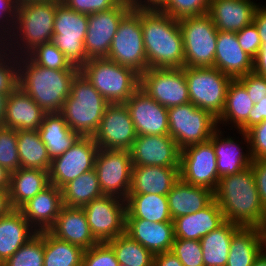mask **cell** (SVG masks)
<instances>
[{
  "mask_svg": "<svg viewBox=\"0 0 266 266\" xmlns=\"http://www.w3.org/2000/svg\"><path fill=\"white\" fill-rule=\"evenodd\" d=\"M210 0H168L160 9L174 19L208 13Z\"/></svg>",
  "mask_w": 266,
  "mask_h": 266,
  "instance_id": "obj_45",
  "label": "cell"
},
{
  "mask_svg": "<svg viewBox=\"0 0 266 266\" xmlns=\"http://www.w3.org/2000/svg\"><path fill=\"white\" fill-rule=\"evenodd\" d=\"M0 165L9 173L17 171L21 167L17 132L5 126L0 127Z\"/></svg>",
  "mask_w": 266,
  "mask_h": 266,
  "instance_id": "obj_44",
  "label": "cell"
},
{
  "mask_svg": "<svg viewBox=\"0 0 266 266\" xmlns=\"http://www.w3.org/2000/svg\"><path fill=\"white\" fill-rule=\"evenodd\" d=\"M37 233L19 209H12L8 214L1 216L0 266Z\"/></svg>",
  "mask_w": 266,
  "mask_h": 266,
  "instance_id": "obj_29",
  "label": "cell"
},
{
  "mask_svg": "<svg viewBox=\"0 0 266 266\" xmlns=\"http://www.w3.org/2000/svg\"><path fill=\"white\" fill-rule=\"evenodd\" d=\"M241 226L225 221L200 239L204 266H226L231 238Z\"/></svg>",
  "mask_w": 266,
  "mask_h": 266,
  "instance_id": "obj_36",
  "label": "cell"
},
{
  "mask_svg": "<svg viewBox=\"0 0 266 266\" xmlns=\"http://www.w3.org/2000/svg\"><path fill=\"white\" fill-rule=\"evenodd\" d=\"M259 228H260V232L264 238V241L266 242V209H265L264 219H263L262 224Z\"/></svg>",
  "mask_w": 266,
  "mask_h": 266,
  "instance_id": "obj_64",
  "label": "cell"
},
{
  "mask_svg": "<svg viewBox=\"0 0 266 266\" xmlns=\"http://www.w3.org/2000/svg\"><path fill=\"white\" fill-rule=\"evenodd\" d=\"M252 266H266V251H262Z\"/></svg>",
  "mask_w": 266,
  "mask_h": 266,
  "instance_id": "obj_63",
  "label": "cell"
},
{
  "mask_svg": "<svg viewBox=\"0 0 266 266\" xmlns=\"http://www.w3.org/2000/svg\"><path fill=\"white\" fill-rule=\"evenodd\" d=\"M87 28V14L76 12L62 2L57 6L51 42L79 69L89 60L84 49Z\"/></svg>",
  "mask_w": 266,
  "mask_h": 266,
  "instance_id": "obj_10",
  "label": "cell"
},
{
  "mask_svg": "<svg viewBox=\"0 0 266 266\" xmlns=\"http://www.w3.org/2000/svg\"><path fill=\"white\" fill-rule=\"evenodd\" d=\"M84 249L44 231L43 266H82Z\"/></svg>",
  "mask_w": 266,
  "mask_h": 266,
  "instance_id": "obj_39",
  "label": "cell"
},
{
  "mask_svg": "<svg viewBox=\"0 0 266 266\" xmlns=\"http://www.w3.org/2000/svg\"><path fill=\"white\" fill-rule=\"evenodd\" d=\"M82 266H120L113 248L107 243H97L84 251Z\"/></svg>",
  "mask_w": 266,
  "mask_h": 266,
  "instance_id": "obj_47",
  "label": "cell"
},
{
  "mask_svg": "<svg viewBox=\"0 0 266 266\" xmlns=\"http://www.w3.org/2000/svg\"><path fill=\"white\" fill-rule=\"evenodd\" d=\"M252 99L249 97L245 86L238 80L233 79L229 84L224 109L217 118L219 121H233L239 128L247 119L253 109ZM228 120V121H227Z\"/></svg>",
  "mask_w": 266,
  "mask_h": 266,
  "instance_id": "obj_40",
  "label": "cell"
},
{
  "mask_svg": "<svg viewBox=\"0 0 266 266\" xmlns=\"http://www.w3.org/2000/svg\"><path fill=\"white\" fill-rule=\"evenodd\" d=\"M55 237L87 250L99 243L93 236L83 208L63 206L48 230Z\"/></svg>",
  "mask_w": 266,
  "mask_h": 266,
  "instance_id": "obj_24",
  "label": "cell"
},
{
  "mask_svg": "<svg viewBox=\"0 0 266 266\" xmlns=\"http://www.w3.org/2000/svg\"><path fill=\"white\" fill-rule=\"evenodd\" d=\"M258 7L250 0H210L208 14L218 31L237 33L253 23Z\"/></svg>",
  "mask_w": 266,
  "mask_h": 266,
  "instance_id": "obj_25",
  "label": "cell"
},
{
  "mask_svg": "<svg viewBox=\"0 0 266 266\" xmlns=\"http://www.w3.org/2000/svg\"><path fill=\"white\" fill-rule=\"evenodd\" d=\"M240 47L253 59L257 56L261 49V39L254 23L245 26L242 30L236 33Z\"/></svg>",
  "mask_w": 266,
  "mask_h": 266,
  "instance_id": "obj_51",
  "label": "cell"
},
{
  "mask_svg": "<svg viewBox=\"0 0 266 266\" xmlns=\"http://www.w3.org/2000/svg\"><path fill=\"white\" fill-rule=\"evenodd\" d=\"M61 194L63 206L79 208L104 195L95 168L64 185Z\"/></svg>",
  "mask_w": 266,
  "mask_h": 266,
  "instance_id": "obj_38",
  "label": "cell"
},
{
  "mask_svg": "<svg viewBox=\"0 0 266 266\" xmlns=\"http://www.w3.org/2000/svg\"><path fill=\"white\" fill-rule=\"evenodd\" d=\"M7 98V95L0 93V127L3 126V121L5 118Z\"/></svg>",
  "mask_w": 266,
  "mask_h": 266,
  "instance_id": "obj_62",
  "label": "cell"
},
{
  "mask_svg": "<svg viewBox=\"0 0 266 266\" xmlns=\"http://www.w3.org/2000/svg\"><path fill=\"white\" fill-rule=\"evenodd\" d=\"M130 0H122L116 7L88 15V28L84 40L86 57H107L122 18L132 9Z\"/></svg>",
  "mask_w": 266,
  "mask_h": 266,
  "instance_id": "obj_17",
  "label": "cell"
},
{
  "mask_svg": "<svg viewBox=\"0 0 266 266\" xmlns=\"http://www.w3.org/2000/svg\"><path fill=\"white\" fill-rule=\"evenodd\" d=\"M79 71L109 104H124L139 89V73L106 57L90 58Z\"/></svg>",
  "mask_w": 266,
  "mask_h": 266,
  "instance_id": "obj_5",
  "label": "cell"
},
{
  "mask_svg": "<svg viewBox=\"0 0 266 266\" xmlns=\"http://www.w3.org/2000/svg\"><path fill=\"white\" fill-rule=\"evenodd\" d=\"M106 58L119 65L132 68L139 74L148 69L140 23V9L132 8L122 18Z\"/></svg>",
  "mask_w": 266,
  "mask_h": 266,
  "instance_id": "obj_9",
  "label": "cell"
},
{
  "mask_svg": "<svg viewBox=\"0 0 266 266\" xmlns=\"http://www.w3.org/2000/svg\"><path fill=\"white\" fill-rule=\"evenodd\" d=\"M171 251L183 266H204L202 246L198 240L174 238Z\"/></svg>",
  "mask_w": 266,
  "mask_h": 266,
  "instance_id": "obj_46",
  "label": "cell"
},
{
  "mask_svg": "<svg viewBox=\"0 0 266 266\" xmlns=\"http://www.w3.org/2000/svg\"><path fill=\"white\" fill-rule=\"evenodd\" d=\"M15 1L18 4V6H20L26 3H30V2H43L45 0H15Z\"/></svg>",
  "mask_w": 266,
  "mask_h": 266,
  "instance_id": "obj_65",
  "label": "cell"
},
{
  "mask_svg": "<svg viewBox=\"0 0 266 266\" xmlns=\"http://www.w3.org/2000/svg\"><path fill=\"white\" fill-rule=\"evenodd\" d=\"M125 233L153 255L171 251L175 238L173 222H150L142 218H126Z\"/></svg>",
  "mask_w": 266,
  "mask_h": 266,
  "instance_id": "obj_21",
  "label": "cell"
},
{
  "mask_svg": "<svg viewBox=\"0 0 266 266\" xmlns=\"http://www.w3.org/2000/svg\"><path fill=\"white\" fill-rule=\"evenodd\" d=\"M213 195L225 221L241 227L261 226L266 208L261 203L250 166L239 173L221 177Z\"/></svg>",
  "mask_w": 266,
  "mask_h": 266,
  "instance_id": "obj_2",
  "label": "cell"
},
{
  "mask_svg": "<svg viewBox=\"0 0 266 266\" xmlns=\"http://www.w3.org/2000/svg\"><path fill=\"white\" fill-rule=\"evenodd\" d=\"M148 68L185 67L183 35L178 22L157 9H140Z\"/></svg>",
  "mask_w": 266,
  "mask_h": 266,
  "instance_id": "obj_1",
  "label": "cell"
},
{
  "mask_svg": "<svg viewBox=\"0 0 266 266\" xmlns=\"http://www.w3.org/2000/svg\"><path fill=\"white\" fill-rule=\"evenodd\" d=\"M225 222L224 214L213 199L205 208L196 213L179 216L173 220L174 237L198 240Z\"/></svg>",
  "mask_w": 266,
  "mask_h": 266,
  "instance_id": "obj_28",
  "label": "cell"
},
{
  "mask_svg": "<svg viewBox=\"0 0 266 266\" xmlns=\"http://www.w3.org/2000/svg\"><path fill=\"white\" fill-rule=\"evenodd\" d=\"M167 199L174 220L205 208L214 199V195L207 188L190 185L179 179L167 194Z\"/></svg>",
  "mask_w": 266,
  "mask_h": 266,
  "instance_id": "obj_30",
  "label": "cell"
},
{
  "mask_svg": "<svg viewBox=\"0 0 266 266\" xmlns=\"http://www.w3.org/2000/svg\"><path fill=\"white\" fill-rule=\"evenodd\" d=\"M264 245L266 242L259 227H240L231 238L226 266H252L259 254L266 250Z\"/></svg>",
  "mask_w": 266,
  "mask_h": 266,
  "instance_id": "obj_33",
  "label": "cell"
},
{
  "mask_svg": "<svg viewBox=\"0 0 266 266\" xmlns=\"http://www.w3.org/2000/svg\"><path fill=\"white\" fill-rule=\"evenodd\" d=\"M82 208L85 211L90 230L99 243L108 242L125 234V200L103 195L93 199Z\"/></svg>",
  "mask_w": 266,
  "mask_h": 266,
  "instance_id": "obj_14",
  "label": "cell"
},
{
  "mask_svg": "<svg viewBox=\"0 0 266 266\" xmlns=\"http://www.w3.org/2000/svg\"><path fill=\"white\" fill-rule=\"evenodd\" d=\"M124 104L138 136L169 135L168 108L149 97L140 88Z\"/></svg>",
  "mask_w": 266,
  "mask_h": 266,
  "instance_id": "obj_20",
  "label": "cell"
},
{
  "mask_svg": "<svg viewBox=\"0 0 266 266\" xmlns=\"http://www.w3.org/2000/svg\"><path fill=\"white\" fill-rule=\"evenodd\" d=\"M49 184V171L46 170L20 167L10 173L9 196L12 208L19 209Z\"/></svg>",
  "mask_w": 266,
  "mask_h": 266,
  "instance_id": "obj_32",
  "label": "cell"
},
{
  "mask_svg": "<svg viewBox=\"0 0 266 266\" xmlns=\"http://www.w3.org/2000/svg\"><path fill=\"white\" fill-rule=\"evenodd\" d=\"M252 168L261 203L266 208V159L253 160Z\"/></svg>",
  "mask_w": 266,
  "mask_h": 266,
  "instance_id": "obj_53",
  "label": "cell"
},
{
  "mask_svg": "<svg viewBox=\"0 0 266 266\" xmlns=\"http://www.w3.org/2000/svg\"><path fill=\"white\" fill-rule=\"evenodd\" d=\"M12 209L9 189H0V217L8 214Z\"/></svg>",
  "mask_w": 266,
  "mask_h": 266,
  "instance_id": "obj_60",
  "label": "cell"
},
{
  "mask_svg": "<svg viewBox=\"0 0 266 266\" xmlns=\"http://www.w3.org/2000/svg\"><path fill=\"white\" fill-rule=\"evenodd\" d=\"M153 266H183V264L172 251H168L154 255Z\"/></svg>",
  "mask_w": 266,
  "mask_h": 266,
  "instance_id": "obj_56",
  "label": "cell"
},
{
  "mask_svg": "<svg viewBox=\"0 0 266 266\" xmlns=\"http://www.w3.org/2000/svg\"><path fill=\"white\" fill-rule=\"evenodd\" d=\"M30 57L29 59L42 67L49 69H57V70H79L78 67L73 66L70 61L66 58V56L52 43H44L29 53H27Z\"/></svg>",
  "mask_w": 266,
  "mask_h": 266,
  "instance_id": "obj_43",
  "label": "cell"
},
{
  "mask_svg": "<svg viewBox=\"0 0 266 266\" xmlns=\"http://www.w3.org/2000/svg\"><path fill=\"white\" fill-rule=\"evenodd\" d=\"M24 59L25 66L19 64V87L46 113L60 112L79 70L49 69L33 63L29 57Z\"/></svg>",
  "mask_w": 266,
  "mask_h": 266,
  "instance_id": "obj_3",
  "label": "cell"
},
{
  "mask_svg": "<svg viewBox=\"0 0 266 266\" xmlns=\"http://www.w3.org/2000/svg\"><path fill=\"white\" fill-rule=\"evenodd\" d=\"M190 103L218 118L233 80L215 67H183Z\"/></svg>",
  "mask_w": 266,
  "mask_h": 266,
  "instance_id": "obj_6",
  "label": "cell"
},
{
  "mask_svg": "<svg viewBox=\"0 0 266 266\" xmlns=\"http://www.w3.org/2000/svg\"><path fill=\"white\" fill-rule=\"evenodd\" d=\"M10 173L0 165V189H9Z\"/></svg>",
  "mask_w": 266,
  "mask_h": 266,
  "instance_id": "obj_61",
  "label": "cell"
},
{
  "mask_svg": "<svg viewBox=\"0 0 266 266\" xmlns=\"http://www.w3.org/2000/svg\"><path fill=\"white\" fill-rule=\"evenodd\" d=\"M139 88L166 108L190 103L183 68H148L140 74Z\"/></svg>",
  "mask_w": 266,
  "mask_h": 266,
  "instance_id": "obj_12",
  "label": "cell"
},
{
  "mask_svg": "<svg viewBox=\"0 0 266 266\" xmlns=\"http://www.w3.org/2000/svg\"><path fill=\"white\" fill-rule=\"evenodd\" d=\"M243 134L244 140L250 144L249 152L253 160L266 159V120L249 128Z\"/></svg>",
  "mask_w": 266,
  "mask_h": 266,
  "instance_id": "obj_48",
  "label": "cell"
},
{
  "mask_svg": "<svg viewBox=\"0 0 266 266\" xmlns=\"http://www.w3.org/2000/svg\"><path fill=\"white\" fill-rule=\"evenodd\" d=\"M137 133L125 104H109L93 136L99 149L130 150Z\"/></svg>",
  "mask_w": 266,
  "mask_h": 266,
  "instance_id": "obj_18",
  "label": "cell"
},
{
  "mask_svg": "<svg viewBox=\"0 0 266 266\" xmlns=\"http://www.w3.org/2000/svg\"><path fill=\"white\" fill-rule=\"evenodd\" d=\"M60 3L61 0H45L18 6L17 23L14 28L22 35L18 34L24 42L22 46H25V56L35 47L52 41L54 17Z\"/></svg>",
  "mask_w": 266,
  "mask_h": 266,
  "instance_id": "obj_11",
  "label": "cell"
},
{
  "mask_svg": "<svg viewBox=\"0 0 266 266\" xmlns=\"http://www.w3.org/2000/svg\"><path fill=\"white\" fill-rule=\"evenodd\" d=\"M99 150L93 137H79L62 155L51 161L49 181L61 189L83 173L94 169Z\"/></svg>",
  "mask_w": 266,
  "mask_h": 266,
  "instance_id": "obj_16",
  "label": "cell"
},
{
  "mask_svg": "<svg viewBox=\"0 0 266 266\" xmlns=\"http://www.w3.org/2000/svg\"><path fill=\"white\" fill-rule=\"evenodd\" d=\"M217 124L210 112L192 103L168 108L169 135L180 150L210 140Z\"/></svg>",
  "mask_w": 266,
  "mask_h": 266,
  "instance_id": "obj_8",
  "label": "cell"
},
{
  "mask_svg": "<svg viewBox=\"0 0 266 266\" xmlns=\"http://www.w3.org/2000/svg\"><path fill=\"white\" fill-rule=\"evenodd\" d=\"M266 120V98L260 99L255 103L253 109L249 112L248 119L238 128L239 131L246 132L252 126Z\"/></svg>",
  "mask_w": 266,
  "mask_h": 266,
  "instance_id": "obj_54",
  "label": "cell"
},
{
  "mask_svg": "<svg viewBox=\"0 0 266 266\" xmlns=\"http://www.w3.org/2000/svg\"><path fill=\"white\" fill-rule=\"evenodd\" d=\"M180 179L214 192L219 181L217 158L210 140L188 146L180 152Z\"/></svg>",
  "mask_w": 266,
  "mask_h": 266,
  "instance_id": "obj_15",
  "label": "cell"
},
{
  "mask_svg": "<svg viewBox=\"0 0 266 266\" xmlns=\"http://www.w3.org/2000/svg\"><path fill=\"white\" fill-rule=\"evenodd\" d=\"M43 260L44 231L33 236L1 266H43Z\"/></svg>",
  "mask_w": 266,
  "mask_h": 266,
  "instance_id": "obj_42",
  "label": "cell"
},
{
  "mask_svg": "<svg viewBox=\"0 0 266 266\" xmlns=\"http://www.w3.org/2000/svg\"><path fill=\"white\" fill-rule=\"evenodd\" d=\"M180 167L133 166L129 194L165 195L180 179Z\"/></svg>",
  "mask_w": 266,
  "mask_h": 266,
  "instance_id": "obj_26",
  "label": "cell"
},
{
  "mask_svg": "<svg viewBox=\"0 0 266 266\" xmlns=\"http://www.w3.org/2000/svg\"><path fill=\"white\" fill-rule=\"evenodd\" d=\"M18 155L22 168L49 171L51 159L37 130H16Z\"/></svg>",
  "mask_w": 266,
  "mask_h": 266,
  "instance_id": "obj_37",
  "label": "cell"
},
{
  "mask_svg": "<svg viewBox=\"0 0 266 266\" xmlns=\"http://www.w3.org/2000/svg\"><path fill=\"white\" fill-rule=\"evenodd\" d=\"M107 243L113 248L120 265L153 266L154 255L126 233Z\"/></svg>",
  "mask_w": 266,
  "mask_h": 266,
  "instance_id": "obj_41",
  "label": "cell"
},
{
  "mask_svg": "<svg viewBox=\"0 0 266 266\" xmlns=\"http://www.w3.org/2000/svg\"><path fill=\"white\" fill-rule=\"evenodd\" d=\"M180 152L170 135H140L130 149L133 166L180 167Z\"/></svg>",
  "mask_w": 266,
  "mask_h": 266,
  "instance_id": "obj_19",
  "label": "cell"
},
{
  "mask_svg": "<svg viewBox=\"0 0 266 266\" xmlns=\"http://www.w3.org/2000/svg\"><path fill=\"white\" fill-rule=\"evenodd\" d=\"M218 132V133H217ZM219 130L216 129L210 137V141L214 146L217 158V169L219 179L223 176H230L239 173L252 164L251 153L244 154L240 152L242 148L231 138L220 139ZM220 140V141H219Z\"/></svg>",
  "mask_w": 266,
  "mask_h": 266,
  "instance_id": "obj_35",
  "label": "cell"
},
{
  "mask_svg": "<svg viewBox=\"0 0 266 266\" xmlns=\"http://www.w3.org/2000/svg\"><path fill=\"white\" fill-rule=\"evenodd\" d=\"M126 218H142L150 222H173L165 195L129 194L126 198Z\"/></svg>",
  "mask_w": 266,
  "mask_h": 266,
  "instance_id": "obj_34",
  "label": "cell"
},
{
  "mask_svg": "<svg viewBox=\"0 0 266 266\" xmlns=\"http://www.w3.org/2000/svg\"><path fill=\"white\" fill-rule=\"evenodd\" d=\"M214 67L232 79L253 72V58L240 47L235 32L218 31Z\"/></svg>",
  "mask_w": 266,
  "mask_h": 266,
  "instance_id": "obj_23",
  "label": "cell"
},
{
  "mask_svg": "<svg viewBox=\"0 0 266 266\" xmlns=\"http://www.w3.org/2000/svg\"><path fill=\"white\" fill-rule=\"evenodd\" d=\"M132 167L130 150L99 149L94 168L103 194L126 200Z\"/></svg>",
  "mask_w": 266,
  "mask_h": 266,
  "instance_id": "obj_13",
  "label": "cell"
},
{
  "mask_svg": "<svg viewBox=\"0 0 266 266\" xmlns=\"http://www.w3.org/2000/svg\"><path fill=\"white\" fill-rule=\"evenodd\" d=\"M253 72L266 77V45H261V49L253 59Z\"/></svg>",
  "mask_w": 266,
  "mask_h": 266,
  "instance_id": "obj_58",
  "label": "cell"
},
{
  "mask_svg": "<svg viewBox=\"0 0 266 266\" xmlns=\"http://www.w3.org/2000/svg\"><path fill=\"white\" fill-rule=\"evenodd\" d=\"M62 207L61 189L50 183L24 203L19 210L35 231L42 232L48 231L53 226Z\"/></svg>",
  "mask_w": 266,
  "mask_h": 266,
  "instance_id": "obj_22",
  "label": "cell"
},
{
  "mask_svg": "<svg viewBox=\"0 0 266 266\" xmlns=\"http://www.w3.org/2000/svg\"><path fill=\"white\" fill-rule=\"evenodd\" d=\"M1 54L2 52L0 53V93L9 96L19 87V69H18L19 63L17 62L18 56L16 57L14 56L13 57L14 60L13 61L9 60L10 63L9 62L7 63L6 62L7 59L3 54L2 55ZM15 60L16 62H14ZM12 62H14L13 65H11Z\"/></svg>",
  "mask_w": 266,
  "mask_h": 266,
  "instance_id": "obj_49",
  "label": "cell"
},
{
  "mask_svg": "<svg viewBox=\"0 0 266 266\" xmlns=\"http://www.w3.org/2000/svg\"><path fill=\"white\" fill-rule=\"evenodd\" d=\"M108 105L107 100L79 71L72 80L70 95L60 113L72 131L81 137H93Z\"/></svg>",
  "mask_w": 266,
  "mask_h": 266,
  "instance_id": "obj_4",
  "label": "cell"
},
{
  "mask_svg": "<svg viewBox=\"0 0 266 266\" xmlns=\"http://www.w3.org/2000/svg\"><path fill=\"white\" fill-rule=\"evenodd\" d=\"M238 80L245 86L253 104L266 98V77L251 72L238 78Z\"/></svg>",
  "mask_w": 266,
  "mask_h": 266,
  "instance_id": "obj_52",
  "label": "cell"
},
{
  "mask_svg": "<svg viewBox=\"0 0 266 266\" xmlns=\"http://www.w3.org/2000/svg\"><path fill=\"white\" fill-rule=\"evenodd\" d=\"M122 0H61L68 8L83 14H94L116 7Z\"/></svg>",
  "mask_w": 266,
  "mask_h": 266,
  "instance_id": "obj_50",
  "label": "cell"
},
{
  "mask_svg": "<svg viewBox=\"0 0 266 266\" xmlns=\"http://www.w3.org/2000/svg\"><path fill=\"white\" fill-rule=\"evenodd\" d=\"M168 0H147L143 2L140 0H130V3L134 9H157L160 10ZM148 4V5H147Z\"/></svg>",
  "mask_w": 266,
  "mask_h": 266,
  "instance_id": "obj_59",
  "label": "cell"
},
{
  "mask_svg": "<svg viewBox=\"0 0 266 266\" xmlns=\"http://www.w3.org/2000/svg\"><path fill=\"white\" fill-rule=\"evenodd\" d=\"M46 112L18 87L6 101L3 126L14 130H37Z\"/></svg>",
  "mask_w": 266,
  "mask_h": 266,
  "instance_id": "obj_27",
  "label": "cell"
},
{
  "mask_svg": "<svg viewBox=\"0 0 266 266\" xmlns=\"http://www.w3.org/2000/svg\"><path fill=\"white\" fill-rule=\"evenodd\" d=\"M37 131L51 160L66 152L80 137L71 130L60 112L46 113Z\"/></svg>",
  "mask_w": 266,
  "mask_h": 266,
  "instance_id": "obj_31",
  "label": "cell"
},
{
  "mask_svg": "<svg viewBox=\"0 0 266 266\" xmlns=\"http://www.w3.org/2000/svg\"><path fill=\"white\" fill-rule=\"evenodd\" d=\"M184 44L185 67H214L218 30L208 13L178 20Z\"/></svg>",
  "mask_w": 266,
  "mask_h": 266,
  "instance_id": "obj_7",
  "label": "cell"
},
{
  "mask_svg": "<svg viewBox=\"0 0 266 266\" xmlns=\"http://www.w3.org/2000/svg\"><path fill=\"white\" fill-rule=\"evenodd\" d=\"M17 12H18V4L16 3L15 0H0V18L1 19L2 18L5 19V17L6 16L8 17V15H9V17L11 16L10 18H12L11 23H12V26H13V25L16 24V21L14 19H17Z\"/></svg>",
  "mask_w": 266,
  "mask_h": 266,
  "instance_id": "obj_57",
  "label": "cell"
},
{
  "mask_svg": "<svg viewBox=\"0 0 266 266\" xmlns=\"http://www.w3.org/2000/svg\"><path fill=\"white\" fill-rule=\"evenodd\" d=\"M253 23L257 27L262 45H266V7L256 9Z\"/></svg>",
  "mask_w": 266,
  "mask_h": 266,
  "instance_id": "obj_55",
  "label": "cell"
}]
</instances>
